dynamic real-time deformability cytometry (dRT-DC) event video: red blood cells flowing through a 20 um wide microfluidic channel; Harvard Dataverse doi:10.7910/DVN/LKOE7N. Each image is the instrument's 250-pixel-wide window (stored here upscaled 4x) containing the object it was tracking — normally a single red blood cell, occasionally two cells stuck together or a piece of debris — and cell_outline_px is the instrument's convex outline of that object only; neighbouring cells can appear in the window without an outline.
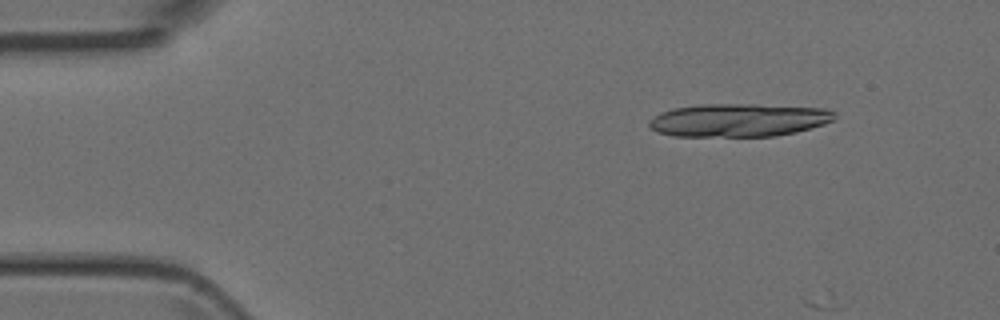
{"species": "Egyptian fruit bat (a non-hibernating species)", "species_latin": "Rousettus aegyptiacus", "temperature_condition": "room temperature", "stored_images_in_passage": 2, "camera_frame_rate_fps": 3000, "um_per_image_px": 0.085, "animal": {"sex": "female"}, "frame": {"image": 1, "passage_image": 1, "time_ms": 0.0, "image_size_px": [1000, 320], "cell_outline_px": [[836, 116], [832, 120], [824, 124], [796, 132], [776, 136], [672, 136], [656, 132], [648, 124], [648, 120], [660, 112], [672, 108], [700, 104], [756, 104], [824, 108], [836, 112]], "centroid_in_image_um": [62.76, 10.2], "position_along_channel_um": 22.2, "area_um2": 36.07}}